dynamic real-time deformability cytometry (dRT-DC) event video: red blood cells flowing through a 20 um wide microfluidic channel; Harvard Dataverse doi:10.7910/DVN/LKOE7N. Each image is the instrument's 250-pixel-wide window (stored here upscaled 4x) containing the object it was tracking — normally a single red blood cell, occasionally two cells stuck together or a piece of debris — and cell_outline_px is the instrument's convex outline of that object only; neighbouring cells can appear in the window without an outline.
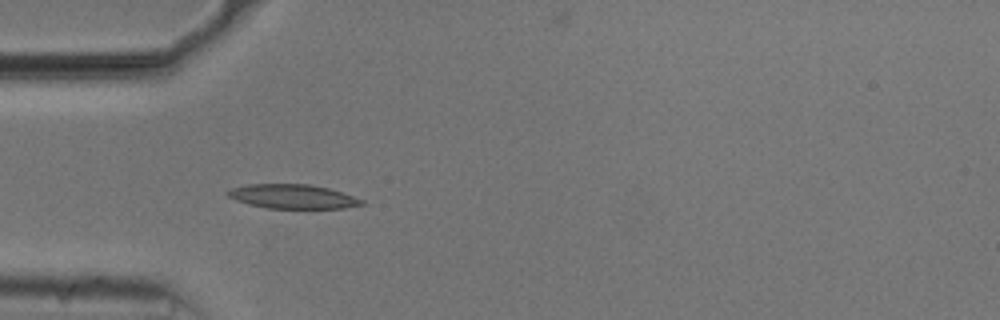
{"species": "common noctule bat (a hibernating species)", "species_latin": "Nyctalus noctula", "temperature_condition": "cold", "stored_images_in_passage": 39, "camera_frame_rate_fps": 3000, "um_per_image_px": 0.085, "animal": {"sex": "male", "body_mass_g": 20.5, "forearm_length_mm": 52.5}, "frame": {"image": 1, "passage_image": 1, "time_ms": 0.0, "image_size_px": [1000, 320], "cell_outline_px": [[364, 204], [344, 208], [268, 208], [248, 204], [236, 200], [228, 196], [224, 192], [232, 188], [248, 184], [308, 184], [328, 188], [364, 200]], "centroid_in_image_um": [24.84, 16.7], "position_along_channel_um": 60.2, "area_um2": 18.73}}
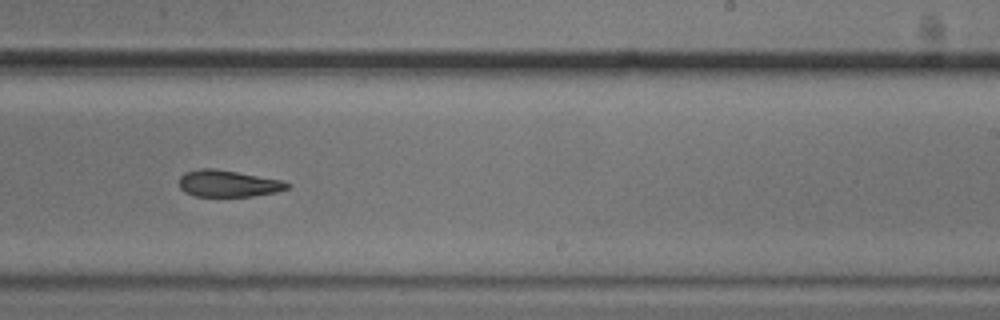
{"frame": {"image": 2, "passage_image": 18, "time_ms": 5.667, "image_size_px": [1000, 320], "cell_outline_px": [[292, 184], [288, 188], [276, 192], [252, 196], [196, 196], [184, 192], [180, 188], [180, 176], [184, 172], [200, 168], [216, 168], [280, 180]], "centroid_in_image_um": [19.37, 15.59], "position_along_channel_um": 269.6, "area_um2": 16.76}}
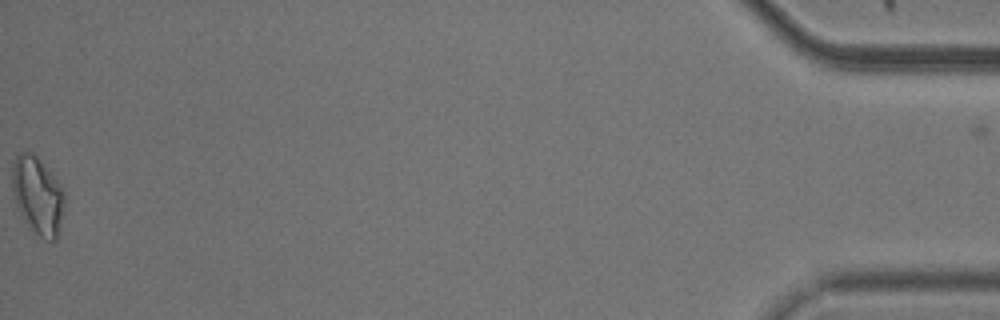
{"frame": {"image": 3, "passage_image": 39, "time_ms": 12.667, "image_size_px": [1000, 320], "cell_outline_px": [[64, 208], [56, 240], [52, 240], [40, 236], [28, 228], [16, 204], [12, 192], [12, 168], [16, 156], [20, 152], [32, 152], [40, 160], [60, 184], [64, 192]], "centroid_in_image_um": [3.19, 16.61], "position_along_channel_um": 432.0, "area_um2": 23.47}, "authors_computed_cell_mechanics": {"area_um2": 18.0914, "velocity_mm_per_s": 3.737, "shape_relaxation_time_tau1_ms": 3.8629, "shape_relaxation_time_tau2_ms": 2.921, "deformation_change_tau1": 0.1097, "deformation_change_tau2": 0.1013}}